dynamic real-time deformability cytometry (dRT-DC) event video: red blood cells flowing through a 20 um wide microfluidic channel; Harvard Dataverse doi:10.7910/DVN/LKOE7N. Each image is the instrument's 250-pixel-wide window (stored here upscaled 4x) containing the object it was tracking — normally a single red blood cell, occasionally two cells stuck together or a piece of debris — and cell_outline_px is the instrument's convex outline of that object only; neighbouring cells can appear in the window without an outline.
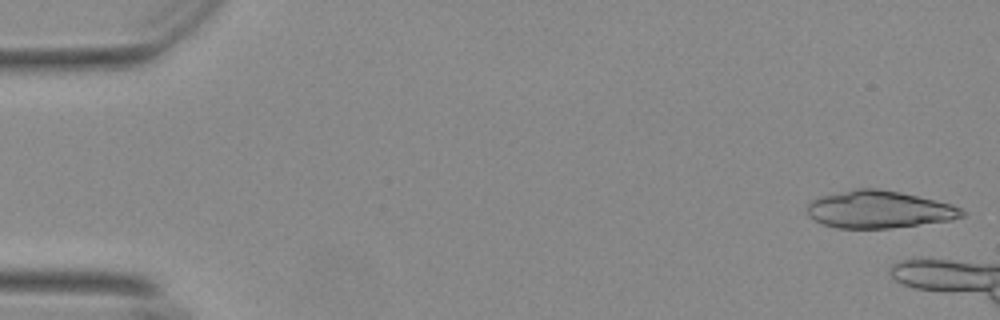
{"species": "Egyptian fruit bat (a non-hibernating species)", "species_latin": "Rousettus aegyptiacus", "temperature_condition": "warm", "stored_images_in_passage": 7, "camera_frame_rate_fps": 3000, "um_per_image_px": 0.085, "animal": {"sex": "female"}, "frame": {"image": 1, "passage_image": 1, "time_ms": 0.0, "image_size_px": [1000, 320], "cell_outline_px": [[964, 216], [952, 220], [888, 228], [836, 228], [824, 224], [808, 216], [808, 204], [812, 200], [820, 196], [856, 188], [880, 188], [900, 192], [952, 204], [960, 208], [964, 212]], "centroid_in_image_um": [74.71, 17.8], "position_along_channel_um": 10.3, "area_um2": 33.52}}